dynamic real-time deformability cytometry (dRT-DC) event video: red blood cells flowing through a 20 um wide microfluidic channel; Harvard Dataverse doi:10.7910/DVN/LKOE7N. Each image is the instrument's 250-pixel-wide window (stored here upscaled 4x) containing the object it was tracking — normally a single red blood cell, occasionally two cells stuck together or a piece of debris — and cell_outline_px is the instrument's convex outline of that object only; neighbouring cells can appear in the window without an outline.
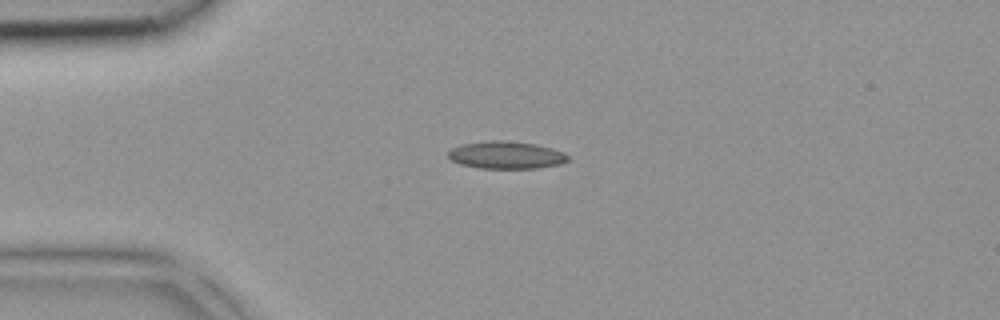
{"species": "common noctule bat (a hibernating species)", "species_latin": "Nyctalus noctula", "temperature_condition": "room temperature", "stored_images_in_passage": 27, "camera_frame_rate_fps": 3000, "um_per_image_px": 0.085, "animal": {"sex": "female", "body_mass_g": 18.4}, "frame": {"image": 1, "passage_image": 1, "time_ms": 0.0, "image_size_px": [1000, 320], "cell_outline_px": [[568, 160], [560, 164], [536, 168], [480, 168], [460, 164], [452, 160], [448, 156], [448, 152], [452, 148], [460, 144], [488, 140], [504, 140], [536, 144], [552, 148], [564, 152], [568, 156]], "centroid_in_image_um": [43.01, 13.17], "position_along_channel_um": 42.0, "area_um2": 19.19}}
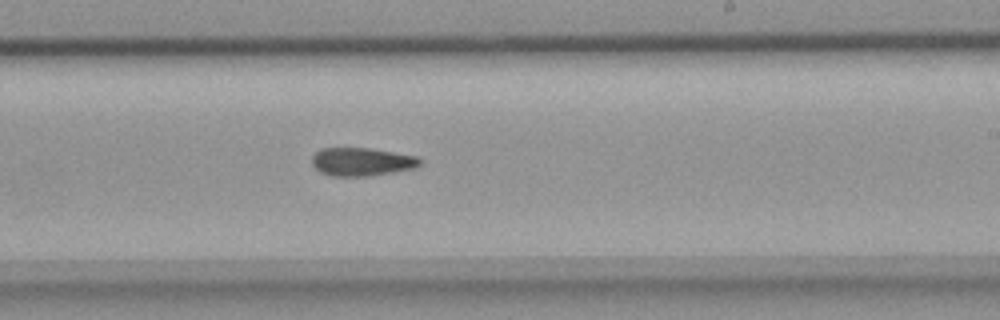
{"frame": {"image": 2, "passage_image": 16, "time_ms": 5.0, "image_size_px": [1000, 320], "cell_outline_px": [[424, 160], [416, 168], [368, 176], [332, 176], [320, 172], [312, 164], [312, 156], [320, 148], [368, 148], [420, 156]], "centroid_in_image_um": [30.79, 13.74], "position_along_channel_um": 258.2, "area_um2": 17.92}}
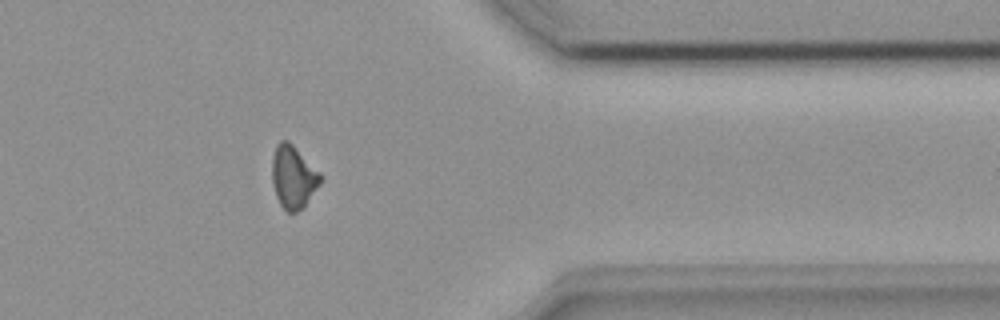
{"frame": {"image": 3, "passage_image": 25, "time_ms": 8.0, "image_size_px": [1000, 320], "cell_outline_px": [[320, 184], [304, 208], [296, 212], [288, 212], [280, 204], [276, 196], [272, 180], [272, 156], [276, 144], [280, 140], [288, 140], [320, 172]], "centroid_in_image_um": [24.92, 15.04], "position_along_channel_um": 386.5, "area_um2": 17.69}}